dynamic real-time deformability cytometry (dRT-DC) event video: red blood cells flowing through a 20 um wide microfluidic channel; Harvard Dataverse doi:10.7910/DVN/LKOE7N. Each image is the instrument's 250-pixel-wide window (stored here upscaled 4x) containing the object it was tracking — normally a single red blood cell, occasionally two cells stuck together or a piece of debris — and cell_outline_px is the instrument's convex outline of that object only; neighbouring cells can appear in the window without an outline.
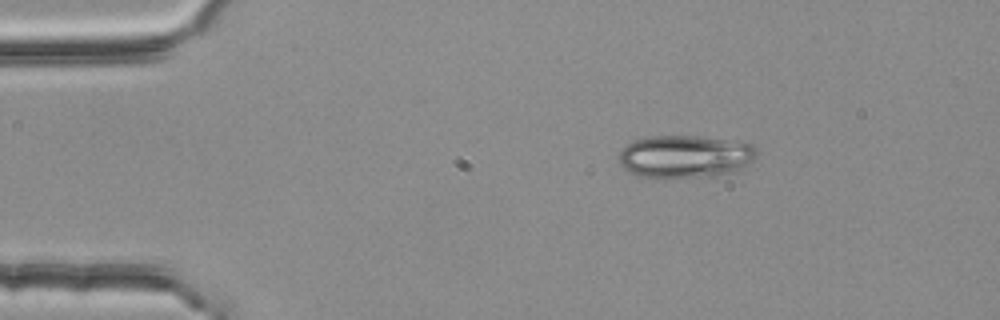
{"species": "common noctule bat (a hibernating species)", "species_latin": "Nyctalus noctula", "temperature_condition": "room temperature", "stored_images_in_passage": 3, "camera_frame_rate_fps": 3000, "um_per_image_px": 0.085, "animal": {"sex": "female", "body_mass_g": 25.1}, "frame": {"image": 1, "passage_image": 1, "time_ms": 0.0, "image_size_px": [1000, 320], "cell_outline_px": [[756, 156], [748, 164], [736, 172], [712, 176], [664, 180], [644, 176], [632, 172], [624, 168], [620, 164], [616, 156], [628, 144], [636, 140], [648, 136], [696, 136], [752, 144], [756, 148]], "centroid_in_image_um": [58.21, 13.34], "position_along_channel_um": 26.8, "area_um2": 34.56}}